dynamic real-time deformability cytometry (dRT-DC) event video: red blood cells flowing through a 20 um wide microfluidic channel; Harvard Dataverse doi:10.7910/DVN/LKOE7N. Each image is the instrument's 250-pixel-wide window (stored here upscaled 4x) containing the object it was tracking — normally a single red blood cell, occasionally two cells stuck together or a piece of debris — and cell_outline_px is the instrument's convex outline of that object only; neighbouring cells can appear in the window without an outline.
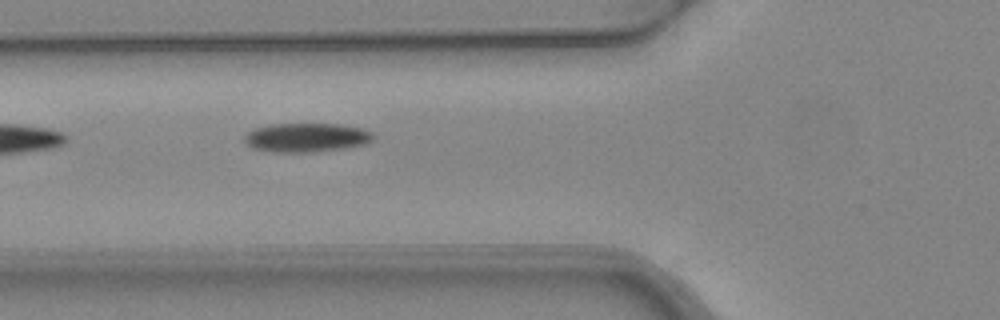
{"species": "common noctule bat (a hibernating species)", "species_latin": "Nyctalus noctula", "temperature_condition": "warm", "stored_images_in_passage": 3, "camera_frame_rate_fps": 3000, "um_per_image_px": 0.085, "animal": {"sex": "female", "body_mass_g": 24.6, "forearm_length_mm": 56.2}, "frame": {"image": 1, "passage_image": 3, "time_ms": 0.667, "image_size_px": [1000, 320], "cell_outline_px": [[372, 140], [364, 144], [344, 148], [312, 152], [272, 152], [252, 148], [244, 140], [244, 136], [248, 132], [256, 128], [272, 124], [340, 124], [364, 128], [372, 132]], "centroid_in_image_um": [26.05, 11.69], "position_along_channel_um": 99.8, "area_um2": 21.68}}